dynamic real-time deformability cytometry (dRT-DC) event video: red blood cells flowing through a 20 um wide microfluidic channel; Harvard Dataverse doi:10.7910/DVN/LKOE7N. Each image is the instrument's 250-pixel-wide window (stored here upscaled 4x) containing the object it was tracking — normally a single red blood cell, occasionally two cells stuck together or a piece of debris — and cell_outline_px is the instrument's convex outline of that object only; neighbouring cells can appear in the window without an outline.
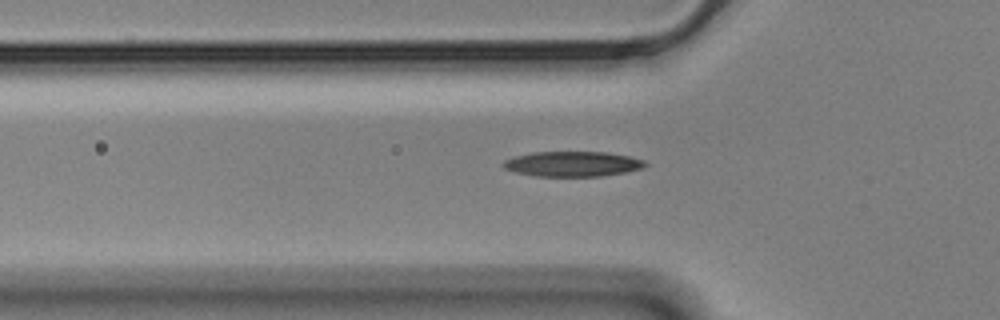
{"species": "Egyptian fruit bat (a non-hibernating species)", "species_latin": "Rousettus aegyptiacus", "temperature_condition": "cold", "stored_images_in_passage": 54, "camera_frame_rate_fps": 3000, "um_per_image_px": 0.085, "animal": {"sex": "male"}, "frame": {"image": 1, "passage_image": 18, "time_ms": 5.667, "image_size_px": [1000, 320], "cell_outline_px": [[648, 164], [640, 168], [624, 172], [600, 176], [536, 176], [516, 172], [504, 168], [500, 164], [504, 160], [516, 156], [532, 152], [608, 152], [628, 156], [644, 160]], "centroid_in_image_um": [48.63, 13.93], "position_along_channel_um": 77.2, "area_um2": 20.63}}
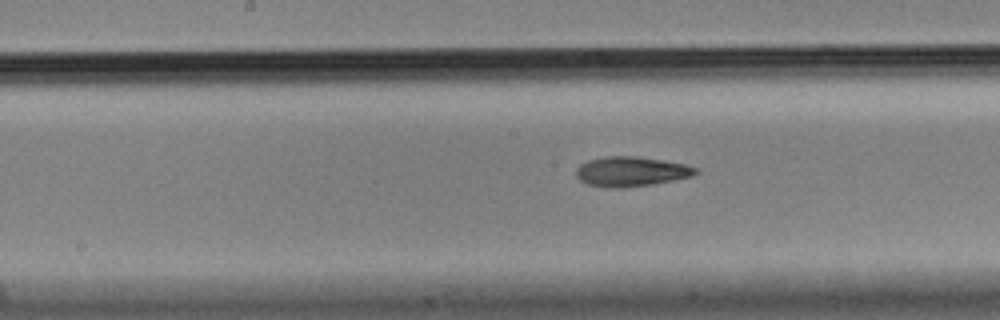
{"frame": {"image": 2, "passage_image": 28, "time_ms": 9.0, "image_size_px": [1000, 320], "cell_outline_px": [[700, 172], [692, 176], [652, 184], [620, 188], [616, 188], [588, 184], [580, 180], [576, 176], [576, 168], [580, 164], [588, 160], [604, 156], [636, 156], [684, 164], [696, 168]], "centroid_in_image_um": [53.62, 14.57], "position_along_channel_um": 194.6, "area_um2": 20.52}}
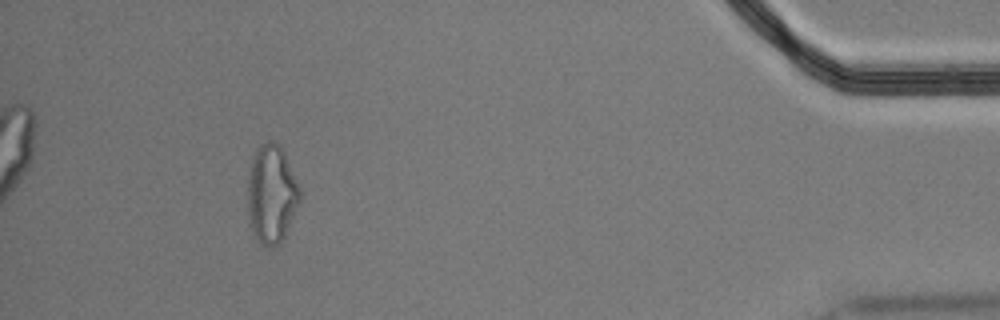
{"frame": {"image": 3, "passage_image": 52, "time_ms": 17.0, "image_size_px": [1000, 320], "cell_outline_px": [[300, 204], [280, 244], [272, 248], [268, 248], [260, 244], [248, 224], [248, 176], [252, 156], [256, 148], [260, 144], [268, 140], [276, 140], [280, 144], [284, 152], [300, 188]], "centroid_in_image_um": [23.07, 16.49], "position_along_channel_um": 412.1, "area_um2": 30.52}}